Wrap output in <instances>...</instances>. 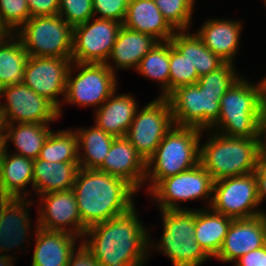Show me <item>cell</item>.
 <instances>
[{
  "mask_svg": "<svg viewBox=\"0 0 266 266\" xmlns=\"http://www.w3.org/2000/svg\"><path fill=\"white\" fill-rule=\"evenodd\" d=\"M136 212L134 206L124 214L86 229L82 243L100 266H143L146 263L152 243L148 229Z\"/></svg>",
  "mask_w": 266,
  "mask_h": 266,
  "instance_id": "obj_1",
  "label": "cell"
},
{
  "mask_svg": "<svg viewBox=\"0 0 266 266\" xmlns=\"http://www.w3.org/2000/svg\"><path fill=\"white\" fill-rule=\"evenodd\" d=\"M82 224L88 228L134 207L136 190L125 180L97 169L78 171L73 188Z\"/></svg>",
  "mask_w": 266,
  "mask_h": 266,
  "instance_id": "obj_2",
  "label": "cell"
},
{
  "mask_svg": "<svg viewBox=\"0 0 266 266\" xmlns=\"http://www.w3.org/2000/svg\"><path fill=\"white\" fill-rule=\"evenodd\" d=\"M219 103L218 121L210 129L230 137L263 138L260 82L252 85L245 78L240 77L225 92Z\"/></svg>",
  "mask_w": 266,
  "mask_h": 266,
  "instance_id": "obj_3",
  "label": "cell"
},
{
  "mask_svg": "<svg viewBox=\"0 0 266 266\" xmlns=\"http://www.w3.org/2000/svg\"><path fill=\"white\" fill-rule=\"evenodd\" d=\"M211 132L208 141L200 146L199 163L213 181L255 171L263 151V138L230 137Z\"/></svg>",
  "mask_w": 266,
  "mask_h": 266,
  "instance_id": "obj_4",
  "label": "cell"
},
{
  "mask_svg": "<svg viewBox=\"0 0 266 266\" xmlns=\"http://www.w3.org/2000/svg\"><path fill=\"white\" fill-rule=\"evenodd\" d=\"M201 134L199 128L173 125L146 162L145 182L152 183L147 191L160 180L199 164Z\"/></svg>",
  "mask_w": 266,
  "mask_h": 266,
  "instance_id": "obj_5",
  "label": "cell"
},
{
  "mask_svg": "<svg viewBox=\"0 0 266 266\" xmlns=\"http://www.w3.org/2000/svg\"><path fill=\"white\" fill-rule=\"evenodd\" d=\"M161 215L164 229L155 247L173 266H201L211 258L195 240V210H161Z\"/></svg>",
  "mask_w": 266,
  "mask_h": 266,
  "instance_id": "obj_6",
  "label": "cell"
},
{
  "mask_svg": "<svg viewBox=\"0 0 266 266\" xmlns=\"http://www.w3.org/2000/svg\"><path fill=\"white\" fill-rule=\"evenodd\" d=\"M14 34L29 56L71 58L73 28L59 14L31 17Z\"/></svg>",
  "mask_w": 266,
  "mask_h": 266,
  "instance_id": "obj_7",
  "label": "cell"
},
{
  "mask_svg": "<svg viewBox=\"0 0 266 266\" xmlns=\"http://www.w3.org/2000/svg\"><path fill=\"white\" fill-rule=\"evenodd\" d=\"M224 94L206 92L197 83L176 88L166 97L174 125L211 131L218 121L219 101Z\"/></svg>",
  "mask_w": 266,
  "mask_h": 266,
  "instance_id": "obj_8",
  "label": "cell"
},
{
  "mask_svg": "<svg viewBox=\"0 0 266 266\" xmlns=\"http://www.w3.org/2000/svg\"><path fill=\"white\" fill-rule=\"evenodd\" d=\"M74 68L80 69L75 77ZM115 76L105 63L72 62L67 75L64 101L86 107L97 105L99 108L116 92Z\"/></svg>",
  "mask_w": 266,
  "mask_h": 266,
  "instance_id": "obj_9",
  "label": "cell"
},
{
  "mask_svg": "<svg viewBox=\"0 0 266 266\" xmlns=\"http://www.w3.org/2000/svg\"><path fill=\"white\" fill-rule=\"evenodd\" d=\"M254 172L214 181L210 208L232 219L251 218L263 214ZM256 208V209H255Z\"/></svg>",
  "mask_w": 266,
  "mask_h": 266,
  "instance_id": "obj_10",
  "label": "cell"
},
{
  "mask_svg": "<svg viewBox=\"0 0 266 266\" xmlns=\"http://www.w3.org/2000/svg\"><path fill=\"white\" fill-rule=\"evenodd\" d=\"M172 111L166 97H159L137 111L125 138L147 162L166 133L173 127Z\"/></svg>",
  "mask_w": 266,
  "mask_h": 266,
  "instance_id": "obj_11",
  "label": "cell"
},
{
  "mask_svg": "<svg viewBox=\"0 0 266 266\" xmlns=\"http://www.w3.org/2000/svg\"><path fill=\"white\" fill-rule=\"evenodd\" d=\"M213 179L199 163L195 167L160 180L150 194L161 210H177V202L205 199L212 201Z\"/></svg>",
  "mask_w": 266,
  "mask_h": 266,
  "instance_id": "obj_12",
  "label": "cell"
},
{
  "mask_svg": "<svg viewBox=\"0 0 266 266\" xmlns=\"http://www.w3.org/2000/svg\"><path fill=\"white\" fill-rule=\"evenodd\" d=\"M92 20L73 27L72 62H108L122 23L111 19Z\"/></svg>",
  "mask_w": 266,
  "mask_h": 266,
  "instance_id": "obj_13",
  "label": "cell"
},
{
  "mask_svg": "<svg viewBox=\"0 0 266 266\" xmlns=\"http://www.w3.org/2000/svg\"><path fill=\"white\" fill-rule=\"evenodd\" d=\"M2 97L7 102L0 103V111L6 116L8 124H49L59 118L58 109L24 83L2 87L0 99Z\"/></svg>",
  "mask_w": 266,
  "mask_h": 266,
  "instance_id": "obj_14",
  "label": "cell"
},
{
  "mask_svg": "<svg viewBox=\"0 0 266 266\" xmlns=\"http://www.w3.org/2000/svg\"><path fill=\"white\" fill-rule=\"evenodd\" d=\"M71 58L29 56L25 66L23 83L38 95L46 98L61 116L59 95L66 92L67 75Z\"/></svg>",
  "mask_w": 266,
  "mask_h": 266,
  "instance_id": "obj_15",
  "label": "cell"
},
{
  "mask_svg": "<svg viewBox=\"0 0 266 266\" xmlns=\"http://www.w3.org/2000/svg\"><path fill=\"white\" fill-rule=\"evenodd\" d=\"M40 197H42V203H40V208H38L39 217L37 219V227L45 230L66 232L76 237H83L87 228L81 222L76 198L72 189L49 192L40 195Z\"/></svg>",
  "mask_w": 266,
  "mask_h": 266,
  "instance_id": "obj_16",
  "label": "cell"
},
{
  "mask_svg": "<svg viewBox=\"0 0 266 266\" xmlns=\"http://www.w3.org/2000/svg\"><path fill=\"white\" fill-rule=\"evenodd\" d=\"M266 245L264 213L251 218L234 219L215 257L224 262L236 261L242 255Z\"/></svg>",
  "mask_w": 266,
  "mask_h": 266,
  "instance_id": "obj_17",
  "label": "cell"
},
{
  "mask_svg": "<svg viewBox=\"0 0 266 266\" xmlns=\"http://www.w3.org/2000/svg\"><path fill=\"white\" fill-rule=\"evenodd\" d=\"M97 170L125 180L136 191L145 186L146 162L125 137L113 140L103 164Z\"/></svg>",
  "mask_w": 266,
  "mask_h": 266,
  "instance_id": "obj_18",
  "label": "cell"
},
{
  "mask_svg": "<svg viewBox=\"0 0 266 266\" xmlns=\"http://www.w3.org/2000/svg\"><path fill=\"white\" fill-rule=\"evenodd\" d=\"M122 25L150 35L158 42L169 41L176 31L164 18L153 0H129Z\"/></svg>",
  "mask_w": 266,
  "mask_h": 266,
  "instance_id": "obj_19",
  "label": "cell"
},
{
  "mask_svg": "<svg viewBox=\"0 0 266 266\" xmlns=\"http://www.w3.org/2000/svg\"><path fill=\"white\" fill-rule=\"evenodd\" d=\"M36 245L32 257V266H67L75 250L76 237L72 234L35 229Z\"/></svg>",
  "mask_w": 266,
  "mask_h": 266,
  "instance_id": "obj_20",
  "label": "cell"
},
{
  "mask_svg": "<svg viewBox=\"0 0 266 266\" xmlns=\"http://www.w3.org/2000/svg\"><path fill=\"white\" fill-rule=\"evenodd\" d=\"M25 198L3 197V210L0 225V252H9L15 246H21L28 238L30 218L28 207L34 201ZM27 235V236H26ZM26 238V239H25Z\"/></svg>",
  "mask_w": 266,
  "mask_h": 266,
  "instance_id": "obj_21",
  "label": "cell"
},
{
  "mask_svg": "<svg viewBox=\"0 0 266 266\" xmlns=\"http://www.w3.org/2000/svg\"><path fill=\"white\" fill-rule=\"evenodd\" d=\"M157 42L150 35L131 30L122 25L108 58V61L112 59L115 64L114 66L111 65V62L105 64L113 73L117 68L122 70L134 67L136 70L142 58Z\"/></svg>",
  "mask_w": 266,
  "mask_h": 266,
  "instance_id": "obj_22",
  "label": "cell"
},
{
  "mask_svg": "<svg viewBox=\"0 0 266 266\" xmlns=\"http://www.w3.org/2000/svg\"><path fill=\"white\" fill-rule=\"evenodd\" d=\"M241 30L242 22L209 19L196 35L214 54L220 56L225 62L234 63L233 60L239 49Z\"/></svg>",
  "mask_w": 266,
  "mask_h": 266,
  "instance_id": "obj_23",
  "label": "cell"
},
{
  "mask_svg": "<svg viewBox=\"0 0 266 266\" xmlns=\"http://www.w3.org/2000/svg\"><path fill=\"white\" fill-rule=\"evenodd\" d=\"M115 94L96 110L95 125L114 137H125L136 116L138 105L129 93Z\"/></svg>",
  "mask_w": 266,
  "mask_h": 266,
  "instance_id": "obj_24",
  "label": "cell"
},
{
  "mask_svg": "<svg viewBox=\"0 0 266 266\" xmlns=\"http://www.w3.org/2000/svg\"><path fill=\"white\" fill-rule=\"evenodd\" d=\"M79 162H48L37 158L33 163V190L37 195L73 188Z\"/></svg>",
  "mask_w": 266,
  "mask_h": 266,
  "instance_id": "obj_25",
  "label": "cell"
},
{
  "mask_svg": "<svg viewBox=\"0 0 266 266\" xmlns=\"http://www.w3.org/2000/svg\"><path fill=\"white\" fill-rule=\"evenodd\" d=\"M8 148L10 147L6 145V151L0 161V197L25 198L27 194L24 188L30 183L33 188L34 160L9 154Z\"/></svg>",
  "mask_w": 266,
  "mask_h": 266,
  "instance_id": "obj_26",
  "label": "cell"
},
{
  "mask_svg": "<svg viewBox=\"0 0 266 266\" xmlns=\"http://www.w3.org/2000/svg\"><path fill=\"white\" fill-rule=\"evenodd\" d=\"M233 220L211 208L195 210L194 237L211 258L216 257L221 250Z\"/></svg>",
  "mask_w": 266,
  "mask_h": 266,
  "instance_id": "obj_27",
  "label": "cell"
},
{
  "mask_svg": "<svg viewBox=\"0 0 266 266\" xmlns=\"http://www.w3.org/2000/svg\"><path fill=\"white\" fill-rule=\"evenodd\" d=\"M170 41L191 62L199 77L219 69L226 63L208 49L196 33L190 34L187 30L176 31Z\"/></svg>",
  "mask_w": 266,
  "mask_h": 266,
  "instance_id": "obj_28",
  "label": "cell"
},
{
  "mask_svg": "<svg viewBox=\"0 0 266 266\" xmlns=\"http://www.w3.org/2000/svg\"><path fill=\"white\" fill-rule=\"evenodd\" d=\"M73 131L78 136L80 168L98 169L103 164L116 137L101 130L96 125L88 129L79 128ZM81 149L84 151L81 152Z\"/></svg>",
  "mask_w": 266,
  "mask_h": 266,
  "instance_id": "obj_29",
  "label": "cell"
},
{
  "mask_svg": "<svg viewBox=\"0 0 266 266\" xmlns=\"http://www.w3.org/2000/svg\"><path fill=\"white\" fill-rule=\"evenodd\" d=\"M49 124L15 123L8 125L6 145L12 141L17 149L14 154L36 160L50 132Z\"/></svg>",
  "mask_w": 266,
  "mask_h": 266,
  "instance_id": "obj_30",
  "label": "cell"
},
{
  "mask_svg": "<svg viewBox=\"0 0 266 266\" xmlns=\"http://www.w3.org/2000/svg\"><path fill=\"white\" fill-rule=\"evenodd\" d=\"M28 58L27 51L15 34L0 42V89L23 83Z\"/></svg>",
  "mask_w": 266,
  "mask_h": 266,
  "instance_id": "obj_31",
  "label": "cell"
},
{
  "mask_svg": "<svg viewBox=\"0 0 266 266\" xmlns=\"http://www.w3.org/2000/svg\"><path fill=\"white\" fill-rule=\"evenodd\" d=\"M78 148V136L75 131L52 130L38 158L48 162H79Z\"/></svg>",
  "mask_w": 266,
  "mask_h": 266,
  "instance_id": "obj_32",
  "label": "cell"
},
{
  "mask_svg": "<svg viewBox=\"0 0 266 266\" xmlns=\"http://www.w3.org/2000/svg\"><path fill=\"white\" fill-rule=\"evenodd\" d=\"M136 70L162 87L161 97L169 95V41L157 42L142 58Z\"/></svg>",
  "mask_w": 266,
  "mask_h": 266,
  "instance_id": "obj_33",
  "label": "cell"
},
{
  "mask_svg": "<svg viewBox=\"0 0 266 266\" xmlns=\"http://www.w3.org/2000/svg\"><path fill=\"white\" fill-rule=\"evenodd\" d=\"M198 79L195 67L169 40V94L178 87L196 84Z\"/></svg>",
  "mask_w": 266,
  "mask_h": 266,
  "instance_id": "obj_34",
  "label": "cell"
},
{
  "mask_svg": "<svg viewBox=\"0 0 266 266\" xmlns=\"http://www.w3.org/2000/svg\"><path fill=\"white\" fill-rule=\"evenodd\" d=\"M167 22L176 30L190 27L195 0H153Z\"/></svg>",
  "mask_w": 266,
  "mask_h": 266,
  "instance_id": "obj_35",
  "label": "cell"
},
{
  "mask_svg": "<svg viewBox=\"0 0 266 266\" xmlns=\"http://www.w3.org/2000/svg\"><path fill=\"white\" fill-rule=\"evenodd\" d=\"M234 64L226 62L219 69L205 74L197 80V84L206 92L225 93L239 78Z\"/></svg>",
  "mask_w": 266,
  "mask_h": 266,
  "instance_id": "obj_36",
  "label": "cell"
},
{
  "mask_svg": "<svg viewBox=\"0 0 266 266\" xmlns=\"http://www.w3.org/2000/svg\"><path fill=\"white\" fill-rule=\"evenodd\" d=\"M0 18L14 34L31 18L27 0H0Z\"/></svg>",
  "mask_w": 266,
  "mask_h": 266,
  "instance_id": "obj_37",
  "label": "cell"
},
{
  "mask_svg": "<svg viewBox=\"0 0 266 266\" xmlns=\"http://www.w3.org/2000/svg\"><path fill=\"white\" fill-rule=\"evenodd\" d=\"M58 14L73 28L94 17L92 0H59Z\"/></svg>",
  "mask_w": 266,
  "mask_h": 266,
  "instance_id": "obj_38",
  "label": "cell"
},
{
  "mask_svg": "<svg viewBox=\"0 0 266 266\" xmlns=\"http://www.w3.org/2000/svg\"><path fill=\"white\" fill-rule=\"evenodd\" d=\"M94 8V17L100 14L98 19L116 20L123 24L129 0H92Z\"/></svg>",
  "mask_w": 266,
  "mask_h": 266,
  "instance_id": "obj_39",
  "label": "cell"
},
{
  "mask_svg": "<svg viewBox=\"0 0 266 266\" xmlns=\"http://www.w3.org/2000/svg\"><path fill=\"white\" fill-rule=\"evenodd\" d=\"M31 17L58 14L59 0H27Z\"/></svg>",
  "mask_w": 266,
  "mask_h": 266,
  "instance_id": "obj_40",
  "label": "cell"
},
{
  "mask_svg": "<svg viewBox=\"0 0 266 266\" xmlns=\"http://www.w3.org/2000/svg\"><path fill=\"white\" fill-rule=\"evenodd\" d=\"M72 252L67 266H100L92 253L82 243L81 246Z\"/></svg>",
  "mask_w": 266,
  "mask_h": 266,
  "instance_id": "obj_41",
  "label": "cell"
},
{
  "mask_svg": "<svg viewBox=\"0 0 266 266\" xmlns=\"http://www.w3.org/2000/svg\"><path fill=\"white\" fill-rule=\"evenodd\" d=\"M235 266H266V245L242 255Z\"/></svg>",
  "mask_w": 266,
  "mask_h": 266,
  "instance_id": "obj_42",
  "label": "cell"
},
{
  "mask_svg": "<svg viewBox=\"0 0 266 266\" xmlns=\"http://www.w3.org/2000/svg\"><path fill=\"white\" fill-rule=\"evenodd\" d=\"M254 174L257 179L259 200L263 202L266 198V152L264 151L261 152L258 158Z\"/></svg>",
  "mask_w": 266,
  "mask_h": 266,
  "instance_id": "obj_43",
  "label": "cell"
},
{
  "mask_svg": "<svg viewBox=\"0 0 266 266\" xmlns=\"http://www.w3.org/2000/svg\"><path fill=\"white\" fill-rule=\"evenodd\" d=\"M8 125L6 116L0 111V140H6Z\"/></svg>",
  "mask_w": 266,
  "mask_h": 266,
  "instance_id": "obj_44",
  "label": "cell"
},
{
  "mask_svg": "<svg viewBox=\"0 0 266 266\" xmlns=\"http://www.w3.org/2000/svg\"><path fill=\"white\" fill-rule=\"evenodd\" d=\"M12 33L8 30V28L2 23L0 18V42L7 39Z\"/></svg>",
  "mask_w": 266,
  "mask_h": 266,
  "instance_id": "obj_45",
  "label": "cell"
},
{
  "mask_svg": "<svg viewBox=\"0 0 266 266\" xmlns=\"http://www.w3.org/2000/svg\"><path fill=\"white\" fill-rule=\"evenodd\" d=\"M0 266H13V261L15 260L13 257L11 258L7 254L0 253Z\"/></svg>",
  "mask_w": 266,
  "mask_h": 266,
  "instance_id": "obj_46",
  "label": "cell"
},
{
  "mask_svg": "<svg viewBox=\"0 0 266 266\" xmlns=\"http://www.w3.org/2000/svg\"><path fill=\"white\" fill-rule=\"evenodd\" d=\"M260 81L261 83V94H262V102H266V77H263Z\"/></svg>",
  "mask_w": 266,
  "mask_h": 266,
  "instance_id": "obj_47",
  "label": "cell"
},
{
  "mask_svg": "<svg viewBox=\"0 0 266 266\" xmlns=\"http://www.w3.org/2000/svg\"><path fill=\"white\" fill-rule=\"evenodd\" d=\"M6 151V140H0V161L2 160Z\"/></svg>",
  "mask_w": 266,
  "mask_h": 266,
  "instance_id": "obj_48",
  "label": "cell"
},
{
  "mask_svg": "<svg viewBox=\"0 0 266 266\" xmlns=\"http://www.w3.org/2000/svg\"><path fill=\"white\" fill-rule=\"evenodd\" d=\"M263 104V129H266V102H262Z\"/></svg>",
  "mask_w": 266,
  "mask_h": 266,
  "instance_id": "obj_49",
  "label": "cell"
},
{
  "mask_svg": "<svg viewBox=\"0 0 266 266\" xmlns=\"http://www.w3.org/2000/svg\"><path fill=\"white\" fill-rule=\"evenodd\" d=\"M262 137H263V151L266 152V129H263Z\"/></svg>",
  "mask_w": 266,
  "mask_h": 266,
  "instance_id": "obj_50",
  "label": "cell"
},
{
  "mask_svg": "<svg viewBox=\"0 0 266 266\" xmlns=\"http://www.w3.org/2000/svg\"><path fill=\"white\" fill-rule=\"evenodd\" d=\"M2 210H3V197H0V222L2 218ZM1 225V223H0Z\"/></svg>",
  "mask_w": 266,
  "mask_h": 266,
  "instance_id": "obj_51",
  "label": "cell"
}]
</instances>
